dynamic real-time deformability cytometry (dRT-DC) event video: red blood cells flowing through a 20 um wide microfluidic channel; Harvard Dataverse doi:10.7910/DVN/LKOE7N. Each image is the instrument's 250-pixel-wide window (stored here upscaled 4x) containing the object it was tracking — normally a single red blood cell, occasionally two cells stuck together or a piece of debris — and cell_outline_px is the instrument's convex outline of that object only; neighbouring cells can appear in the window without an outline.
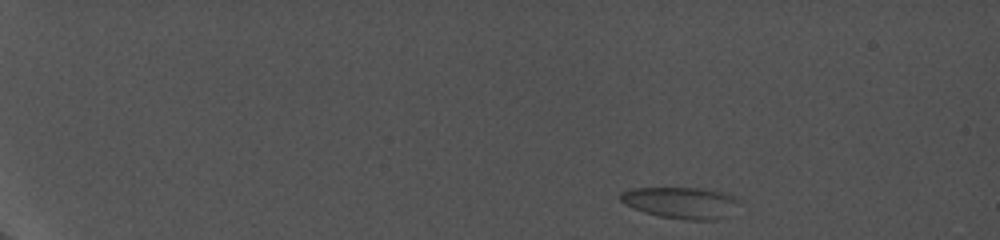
{"species": "common noctule bat (a hibernating species)", "species_latin": "Nyctalus noctula", "temperature_condition": "cold", "stored_images_in_passage": 13, "camera_frame_rate_fps": 5000, "um_per_image_px": 0.085, "animal": {"sex": "female", "body_mass_g": 19.0, "forearm_length_mm": 56.7}, "frame": {"image": 1, "passage_image": 1, "time_ms": 0.0, "image_size_px": [1000, 240], "cell_outline_px": [[740, 200], [724, 216], [716, 220], [684, 220], [660, 216], [644, 212], [624, 204], [620, 200], [620, 192], [632, 188], [700, 188], [732, 192]], "centroid_in_image_um": [57.88, 17.21], "position_along_channel_um": 27.1, "area_um2": 21.85}}
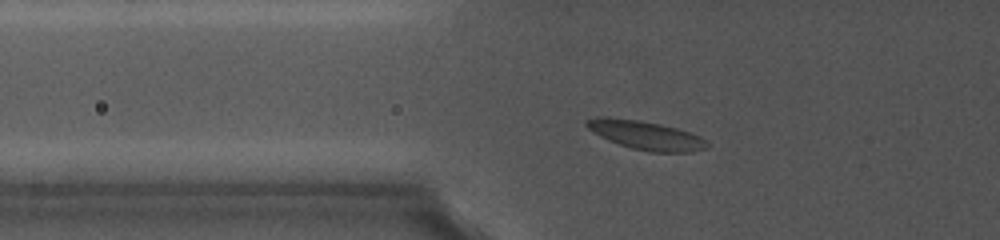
{"frame": {"image": 2, "passage_image": 7, "time_ms": 5.2, "image_size_px": [1000, 240], "cell_outline_px": [[708, 148], [692, 152], [648, 152], [632, 148], [608, 140], [600, 136], [588, 128], [584, 124], [584, 120], [596, 116], [608, 116], [640, 120], [660, 124], [676, 128], [700, 136], [708, 140]], "centroid_in_image_um": [54.88, 11.48], "position_along_channel_um": 70.9, "area_um2": 20.4}}